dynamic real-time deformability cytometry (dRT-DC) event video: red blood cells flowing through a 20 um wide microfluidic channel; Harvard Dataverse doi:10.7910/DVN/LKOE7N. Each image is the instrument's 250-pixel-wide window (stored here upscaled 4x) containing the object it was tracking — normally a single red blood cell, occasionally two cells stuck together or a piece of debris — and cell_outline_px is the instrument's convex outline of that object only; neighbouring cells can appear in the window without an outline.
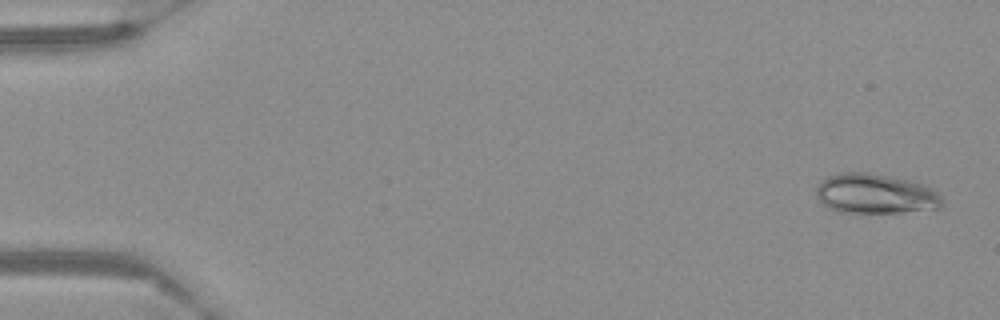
{"species": "Egyptian fruit bat (a non-hibernating species)", "species_latin": "Rousettus aegyptiacus", "temperature_condition": "warm", "stored_images_in_passage": 57, "camera_frame_rate_fps": 3000, "um_per_image_px": 0.085, "frame": {"image": 1, "passage_image": 2, "time_ms": 0.333, "image_size_px": [1000, 320], "cell_outline_px": [[944, 204], [940, 208], [900, 212], [840, 212], [828, 208], [816, 196], [816, 188], [820, 180], [828, 176], [840, 172], [868, 172], [908, 180], [924, 184], [936, 188], [940, 192], [944, 200]], "centroid_in_image_um": [74.45, 16.46], "position_along_channel_um": 10.6, "area_um2": 29.59}}
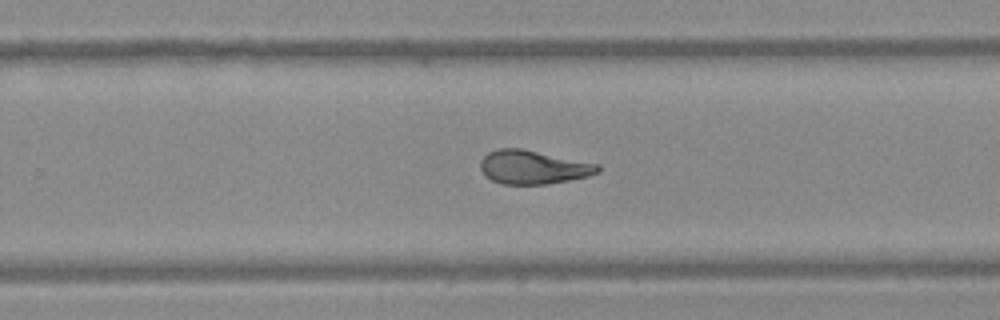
{"frame": {"image": 2, "passage_image": 37, "time_ms": 12.0, "image_size_px": [1000, 320], "cell_outline_px": [[600, 172], [588, 176], [548, 184], [504, 184], [492, 180], [480, 168], [480, 160], [488, 152], [496, 148], [520, 148], [600, 164]], "centroid_in_image_um": [45.33, 14.2], "position_along_channel_um": 284.5, "area_um2": 22.95}}
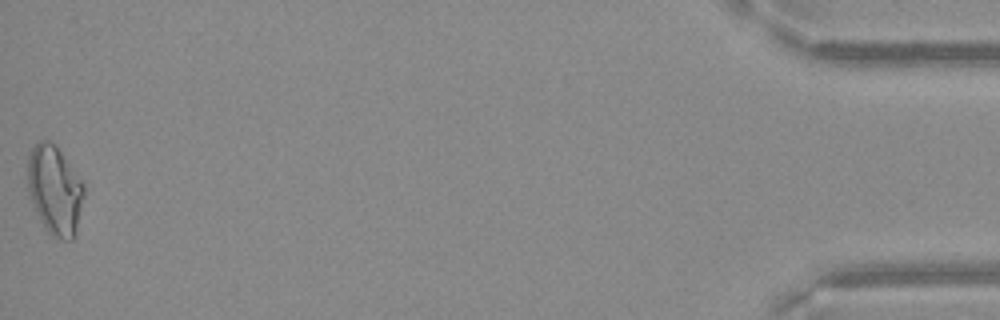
{"frame": {"image": 3, "passage_image": 57, "time_ms": 18.667, "image_size_px": [1000, 320], "cell_outline_px": [[84, 196], [76, 232], [72, 240], [64, 240], [52, 236], [44, 228], [28, 196], [28, 156], [32, 148], [40, 140], [48, 140], [60, 152], [84, 184]], "centroid_in_image_um": [4.64, 16.2], "position_along_channel_um": 430.6, "area_um2": 29.02}}